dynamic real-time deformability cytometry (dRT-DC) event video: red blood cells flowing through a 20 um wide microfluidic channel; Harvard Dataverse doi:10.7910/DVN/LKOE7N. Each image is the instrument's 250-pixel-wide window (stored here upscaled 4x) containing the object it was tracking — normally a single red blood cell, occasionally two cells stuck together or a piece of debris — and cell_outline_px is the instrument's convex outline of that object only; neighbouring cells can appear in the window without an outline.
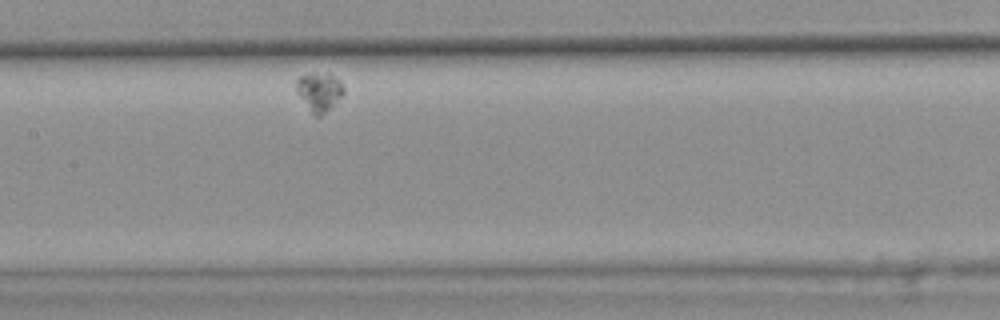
{"species": "common noctule bat (a hibernating species)", "species_latin": "Nyctalus noctula", "temperature_condition": "warm", "stored_images_in_passage": 9, "segment_of_instrument_passage": [2, 2], "camera_frame_rate_fps": 3000, "um_per_image_px": 0.085, "animal": {"sex": "female", "body_mass_g": 25.1}, "frame": {"image": 1, "passage_image": 9, "time_ms": 2.667, "image_size_px": [1000, 320], "cell_outline_px": [[344, 92], [320, 116], [316, 116], [312, 112], [296, 92], [296, 80], [300, 76], [308, 72], [328, 72], [344, 88]], "centroid_in_image_um": [27.07, 7.73], "position_along_channel_um": 180.3, "area_um2": 10.29}}